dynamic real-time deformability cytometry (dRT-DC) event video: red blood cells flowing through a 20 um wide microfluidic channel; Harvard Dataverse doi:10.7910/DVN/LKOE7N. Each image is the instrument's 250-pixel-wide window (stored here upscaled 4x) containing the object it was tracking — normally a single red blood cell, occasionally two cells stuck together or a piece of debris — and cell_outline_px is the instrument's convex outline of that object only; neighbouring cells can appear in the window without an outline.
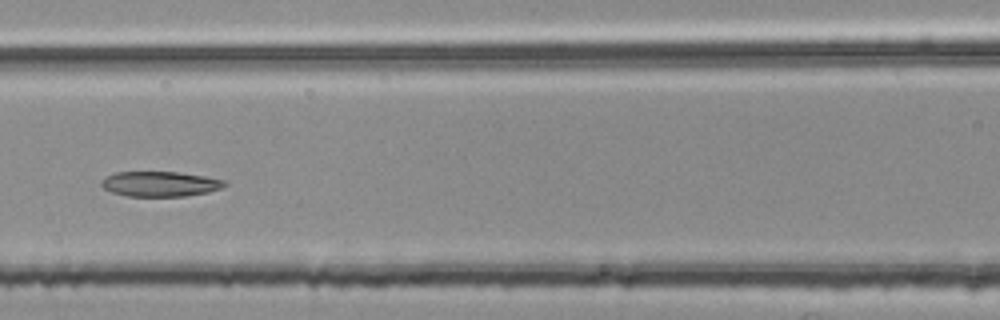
{"species": "common noctule bat (a hibernating species)", "species_latin": "Nyctalus noctula", "temperature_condition": "room temperature", "stored_images_in_passage": 49, "segment_of_instrument_passage": [2, 2], "camera_frame_rate_fps": 3000, "um_per_image_px": 0.085, "animal": {"sex": "female", "body_mass_g": 25.1}, "frame": {"image": 1, "passage_image": 20, "time_ms": 6.333, "image_size_px": [1000, 320], "cell_outline_px": [[228, 184], [220, 188], [208, 192], [184, 196], [128, 196], [112, 192], [104, 188], [100, 184], [100, 180], [116, 172], [176, 172], [204, 176], [224, 180]], "centroid_in_image_um": [13.59, 15.63], "position_along_channel_um": 153.0, "area_um2": 17.86}}
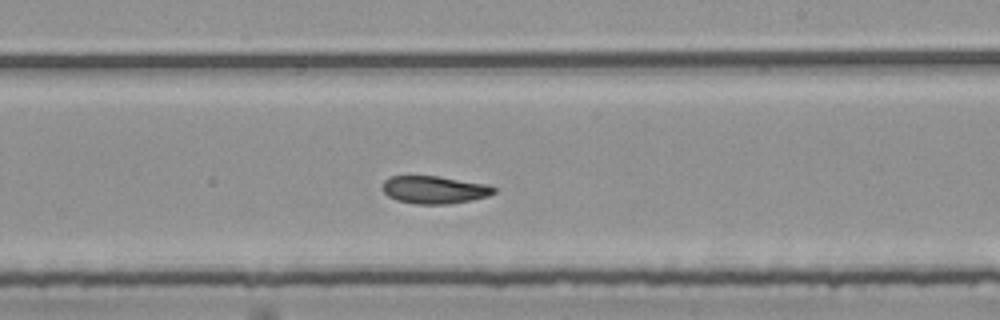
{"frame": {"image": 2, "passage_image": 28, "time_ms": 9.0, "image_size_px": [1000, 320], "cell_outline_px": [[496, 192], [488, 196], [472, 200], [448, 204], [416, 204], [396, 200], [388, 196], [380, 188], [384, 180], [388, 176], [436, 176], [488, 184], [496, 188]], "centroid_in_image_um": [36.9, 16.13], "position_along_channel_um": 252.1, "area_um2": 18.15}}
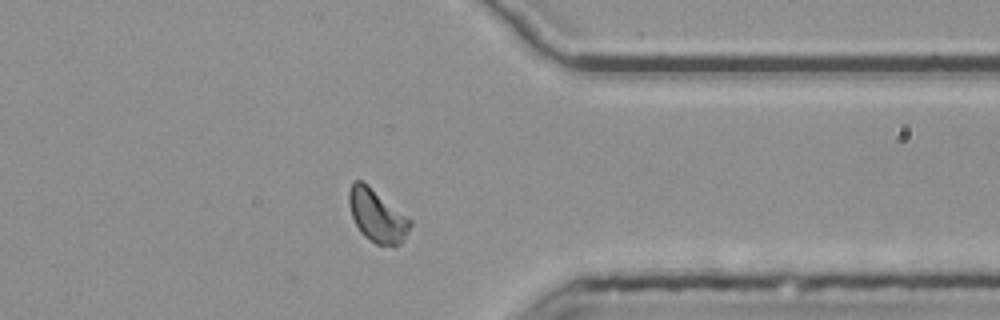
{"frame": {"image": 3, "passage_image": 39, "time_ms": 12.667, "image_size_px": [1000, 320], "cell_outline_px": [[412, 224], [404, 240], [400, 244], [392, 248], [376, 244], [364, 236], [360, 232], [352, 216], [348, 204], [348, 192], [352, 180], [360, 180], [368, 184], [412, 220]], "centroid_in_image_um": [32.05, 18.34], "position_along_channel_um": 379.3, "area_um2": 19.13}}